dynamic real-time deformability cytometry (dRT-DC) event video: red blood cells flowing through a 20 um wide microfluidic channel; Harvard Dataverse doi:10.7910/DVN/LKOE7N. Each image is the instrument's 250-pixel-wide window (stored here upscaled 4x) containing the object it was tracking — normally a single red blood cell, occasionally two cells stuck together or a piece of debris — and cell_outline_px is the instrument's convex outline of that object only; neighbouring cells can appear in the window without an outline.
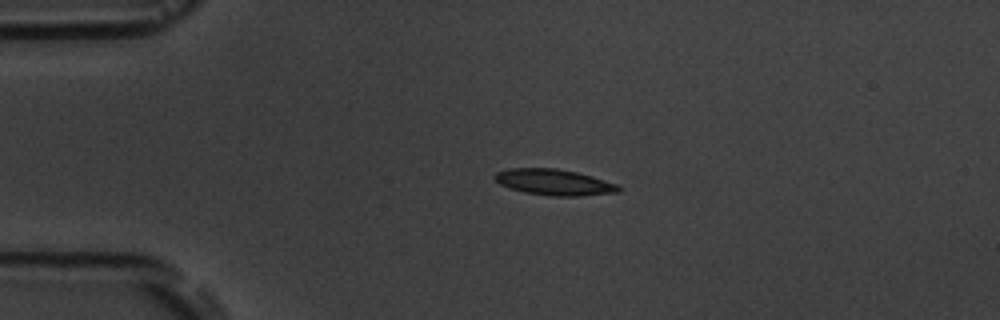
{"species": "common noctule bat (a hibernating species)", "species_latin": "Nyctalus noctula", "temperature_condition": "room temperature", "stored_images_in_passage": 3, "camera_frame_rate_fps": 3000, "um_per_image_px": 0.085, "animal": {"sex": "male", "body_mass_g": 19.5, "forearm_length_mm": 54.6}, "frame": {"image": 1, "passage_image": 2, "time_ms": 2.0, "image_size_px": [1000, 320], "cell_outline_px": [[620, 192], [580, 196], [552, 196], [524, 192], [500, 184], [492, 176], [496, 172], [508, 168], [556, 168], [576, 172], [592, 176], [620, 184]], "centroid_in_image_um": [47.13, 15.48], "position_along_channel_um": 37.9, "area_um2": 18.84}}